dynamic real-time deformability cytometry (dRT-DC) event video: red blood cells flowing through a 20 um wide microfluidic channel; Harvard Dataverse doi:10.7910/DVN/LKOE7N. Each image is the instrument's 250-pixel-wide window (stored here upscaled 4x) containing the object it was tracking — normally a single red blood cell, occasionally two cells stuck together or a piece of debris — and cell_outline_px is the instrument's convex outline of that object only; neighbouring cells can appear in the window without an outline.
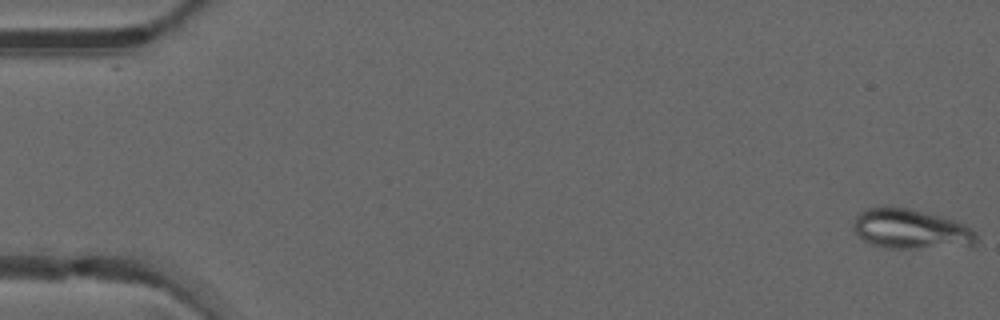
{"species": "common noctule bat (a hibernating species)", "species_latin": "Nyctalus noctula", "temperature_condition": "warm", "stored_images_in_passage": 49, "camera_frame_rate_fps": 3000, "um_per_image_px": 0.085, "animal": {"sex": "male", "forearm_length_mm": 52.5}, "frame": {"image": 1, "passage_image": 1, "time_ms": 0.0, "image_size_px": [1000, 320], "cell_outline_px": [[980, 240], [976, 244], [916, 248], [884, 248], [872, 244], [864, 240], [852, 228], [852, 224], [856, 216], [864, 208], [884, 204], [908, 208], [956, 220], [964, 224], [976, 232]], "centroid_in_image_um": [77.37, 19.43], "position_along_channel_um": 7.6, "area_um2": 28.84}}
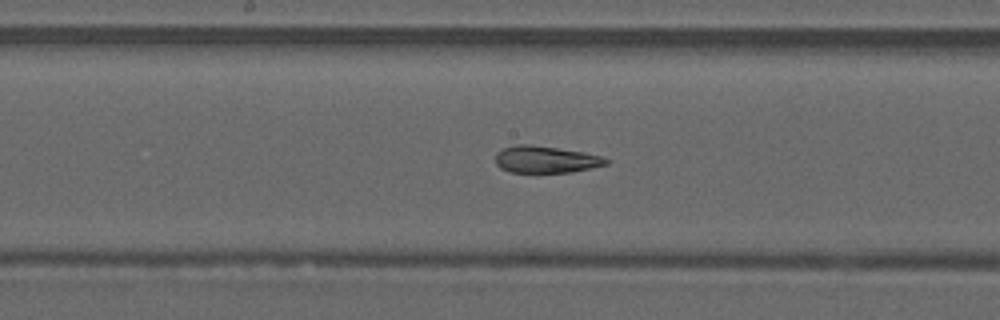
{"frame": {"image": 2, "passage_image": 26, "time_ms": 8.333, "image_size_px": [1000, 320], "cell_outline_px": [[608, 164], [592, 168], [572, 172], [508, 172], [500, 168], [496, 164], [496, 152], [504, 148], [516, 144], [528, 144], [584, 152], [604, 156], [608, 160]], "centroid_in_image_um": [46.39, 13.55], "position_along_channel_um": 201.8, "area_um2": 17.4}}
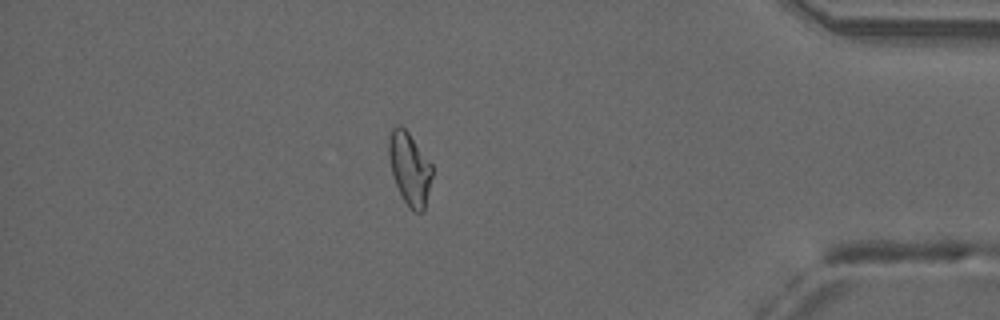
{"frame": {"image": 3, "passage_image": 43, "time_ms": 14.0, "image_size_px": [1000, 320], "cell_outline_px": [[432, 176], [424, 212], [416, 212], [404, 200], [396, 184], [392, 172], [388, 156], [388, 136], [392, 128], [396, 124], [400, 124], [408, 132], [432, 164]], "centroid_in_image_um": [34.81, 14.28], "position_along_channel_um": 400.4, "area_um2": 18.21}, "authors_computed_cell_mechanics": {"area_um2": 19.3052, "velocity_mm_per_s": 4.1818, "shape_relaxation_time_tau1_ms": null, "shape_relaxation_time_tau2_ms": 2.7144, "deformation_change_tau1": null, "deformation_change_tau2": 0.0888}}